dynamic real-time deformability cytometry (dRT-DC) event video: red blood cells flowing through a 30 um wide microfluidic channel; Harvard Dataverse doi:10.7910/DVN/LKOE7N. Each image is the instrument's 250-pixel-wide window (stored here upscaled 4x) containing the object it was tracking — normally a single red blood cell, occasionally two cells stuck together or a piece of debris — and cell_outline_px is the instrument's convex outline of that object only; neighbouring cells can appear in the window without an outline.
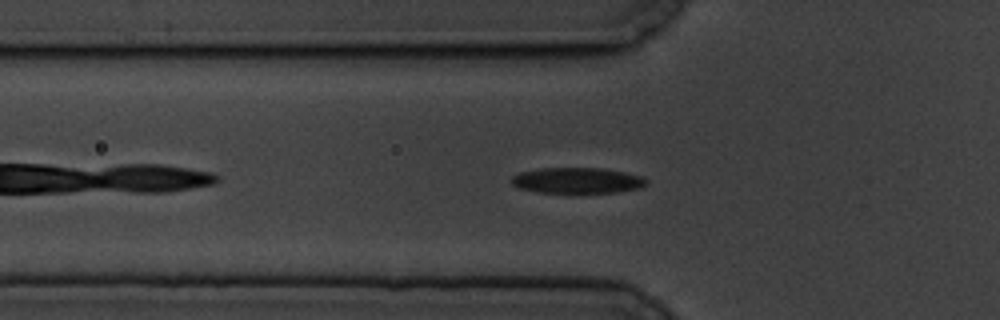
{"species": "common noctule bat (a hibernating species)", "species_latin": "Nyctalus noctula", "temperature_condition": "cold", "stored_images_in_passage": 48, "camera_frame_rate_fps": 3000, "um_per_image_px": 0.085, "animal": {"sex": "male", "body_mass_g": 19.5, "forearm_length_mm": 54.6}, "frame": {"image": 1, "passage_image": 6, "time_ms": 1.667, "image_size_px": [1000, 320], "cell_outline_px": [[648, 184], [640, 188], [616, 192], [536, 192], [520, 188], [512, 184], [508, 180], [512, 176], [520, 172], [540, 168], [604, 168], [624, 172], [640, 176], [648, 180]], "centroid_in_image_um": [49.05, 15.33], "position_along_channel_um": 76.8, "area_um2": 20.23}}
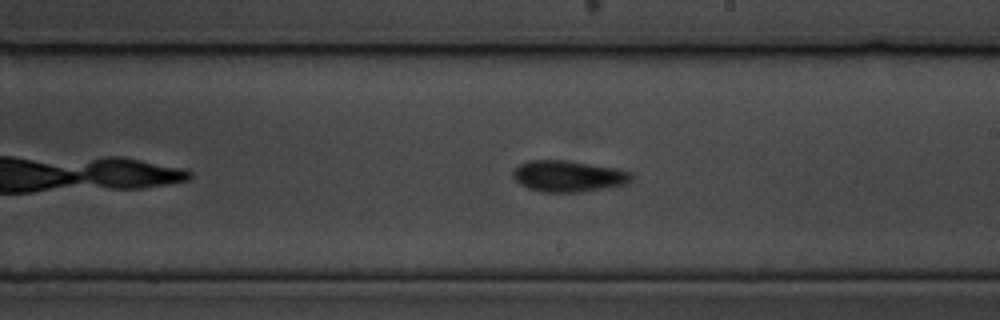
{"frame": {"image": 2, "passage_image": 21, "time_ms": 6.667, "image_size_px": [1000, 320], "cell_outline_px": [[632, 180], [628, 184], [580, 192], [540, 192], [528, 188], [520, 184], [512, 176], [512, 172], [520, 164], [528, 160], [568, 160], [616, 168], [632, 172]], "centroid_in_image_um": [48.32, 14.97], "position_along_channel_um": 240.7, "area_um2": 21.73}}
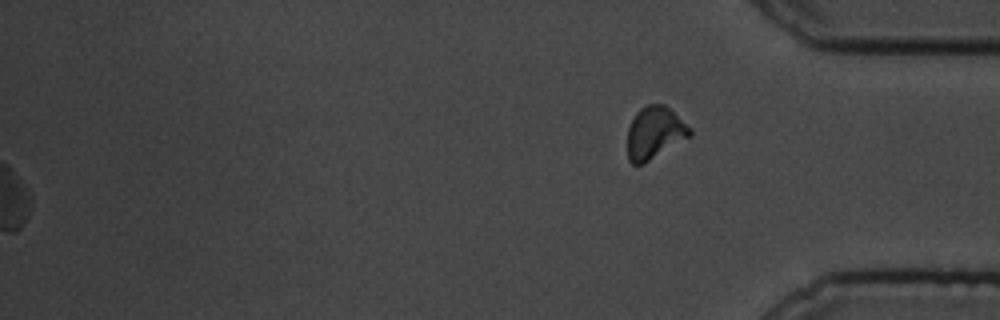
{"frame": {"image": 3, "passage_image": 48, "time_ms": 15.667, "image_size_px": [1000, 320], "cell_outline_px": [[692, 136], [648, 160], [640, 164], [632, 164], [628, 160], [628, 128], [636, 112], [640, 108], [648, 104], [664, 104], [692, 128]], "centroid_in_image_um": [55.66, 11.26], "position_along_channel_um": 379.5, "area_um2": 18.84}, "authors_computed_cell_mechanics": {"area_um2": 20.8947, "velocity_mm_per_s": 3.2853, "shape_relaxation_time_tau1_ms": 2.5538, "shape_relaxation_time_tau2_ms": 4.3123, "deformation_change_tau1": 0.1029, "deformation_change_tau2": 0.1109}}